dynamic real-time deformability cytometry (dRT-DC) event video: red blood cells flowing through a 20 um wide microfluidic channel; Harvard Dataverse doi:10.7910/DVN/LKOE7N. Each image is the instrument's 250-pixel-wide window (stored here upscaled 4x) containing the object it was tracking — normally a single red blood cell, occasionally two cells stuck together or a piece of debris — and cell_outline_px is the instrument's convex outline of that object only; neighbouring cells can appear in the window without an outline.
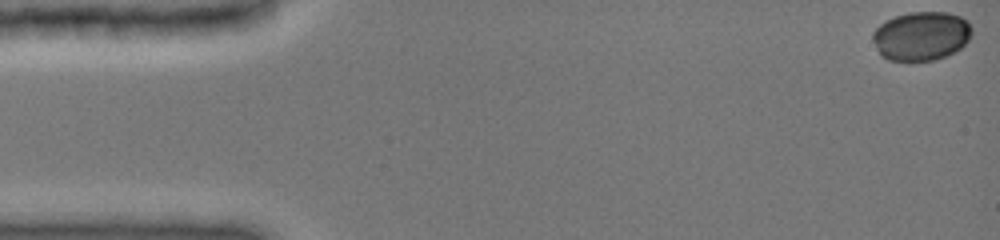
{"species": "common noctule bat (a hibernating species)", "species_latin": "Nyctalus noctula", "temperature_condition": "cold", "stored_images_in_passage": 18, "camera_frame_rate_fps": 3000, "um_per_image_px": 0.085, "animal": {"sex": "female", "body_mass_g": 19.0, "forearm_length_mm": 51.5}, "frame": {"image": 1, "passage_image": 1, "time_ms": 0.0, "image_size_px": [1000, 240], "cell_outline_px": [[972, 36], [960, 48], [936, 60], [888, 60], [880, 56], [872, 36], [872, 32], [880, 24], [896, 16], [908, 12], [948, 12], [960, 16], [968, 20], [972, 28]], "centroid_in_image_um": [78.32, 3.04], "position_along_channel_um": 6.7, "area_um2": 28.26}}
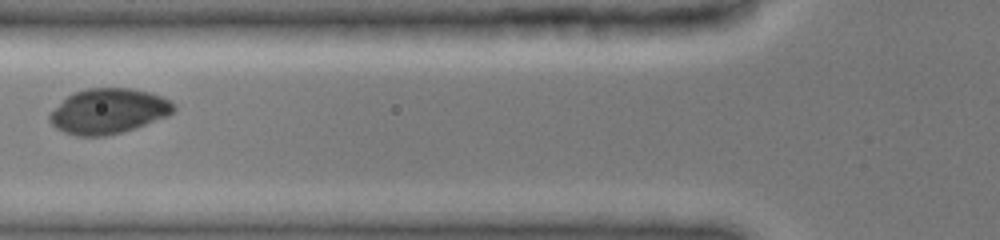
{"frame": {"image": 2, "passage_image": 13, "time_ms": 6.0, "image_size_px": [1000, 240], "cell_outline_px": [[176, 108], [168, 116], [136, 128], [104, 136], [76, 136], [64, 132], [56, 128], [48, 120], [48, 116], [72, 92], [88, 88], [132, 88], [148, 92], [172, 100], [176, 104]], "centroid_in_image_um": [9.24, 9.45], "position_along_channel_um": 116.6, "area_um2": 32.6}}
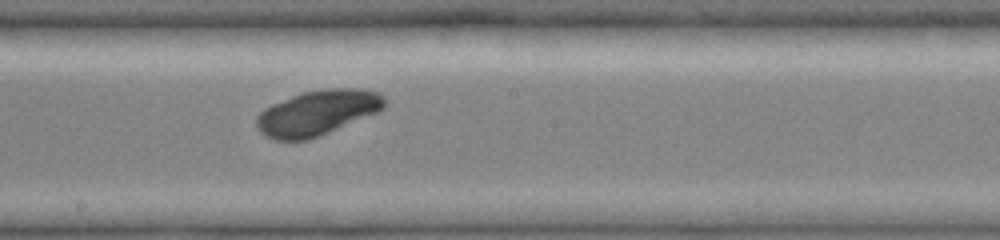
{"frame": {"image": 3, "passage_image": 18, "time_ms": 8.667, "image_size_px": [1000, 240], "cell_outline_px": [[388, 104], [384, 108], [376, 112], [308, 140], [276, 140], [264, 136], [256, 128], [256, 116], [264, 108], [272, 104], [292, 96], [304, 92], [320, 88], [364, 88], [380, 92], [388, 100]], "centroid_in_image_um": [26.99, 9.56], "position_along_channel_um": 221.2, "area_um2": 33.76}}